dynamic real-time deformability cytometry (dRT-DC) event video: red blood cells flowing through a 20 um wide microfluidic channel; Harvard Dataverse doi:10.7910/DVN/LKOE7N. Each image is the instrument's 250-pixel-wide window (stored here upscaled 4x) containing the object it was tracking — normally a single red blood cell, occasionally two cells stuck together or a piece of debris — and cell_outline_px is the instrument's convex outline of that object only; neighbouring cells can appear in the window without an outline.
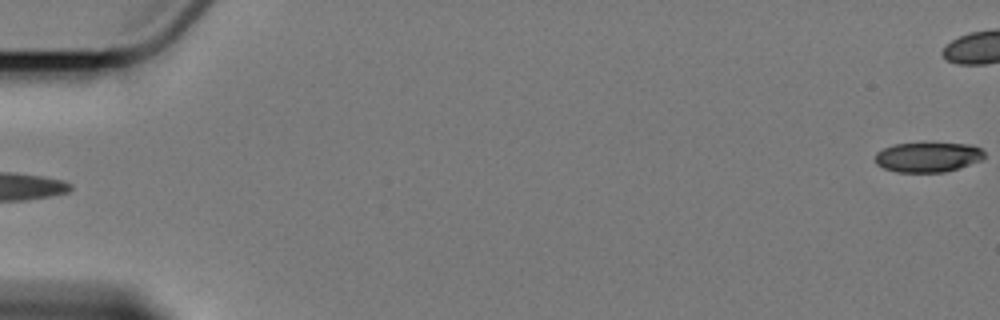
{"species": "Egyptian fruit bat (a non-hibernating species)", "species_latin": "Rousettus aegyptiacus", "temperature_condition": "cold", "stored_images_in_passage": 5, "segment_of_instrument_passage": [2, 2], "camera_frame_rate_fps": 3000, "um_per_image_px": 0.085, "animal": {"sex": "female"}, "frame": {"image": 1, "passage_image": 5, "time_ms": 4.667, "image_size_px": [1000, 320], "cell_outline_px": [[984, 156], [980, 160], [960, 168], [944, 172], [896, 172], [884, 168], [876, 164], [876, 152], [892, 144], [972, 144], [980, 148], [984, 152]], "centroid_in_image_um": [78.86, 13.37], "position_along_channel_um": 6.1, "area_um2": 18.79}}